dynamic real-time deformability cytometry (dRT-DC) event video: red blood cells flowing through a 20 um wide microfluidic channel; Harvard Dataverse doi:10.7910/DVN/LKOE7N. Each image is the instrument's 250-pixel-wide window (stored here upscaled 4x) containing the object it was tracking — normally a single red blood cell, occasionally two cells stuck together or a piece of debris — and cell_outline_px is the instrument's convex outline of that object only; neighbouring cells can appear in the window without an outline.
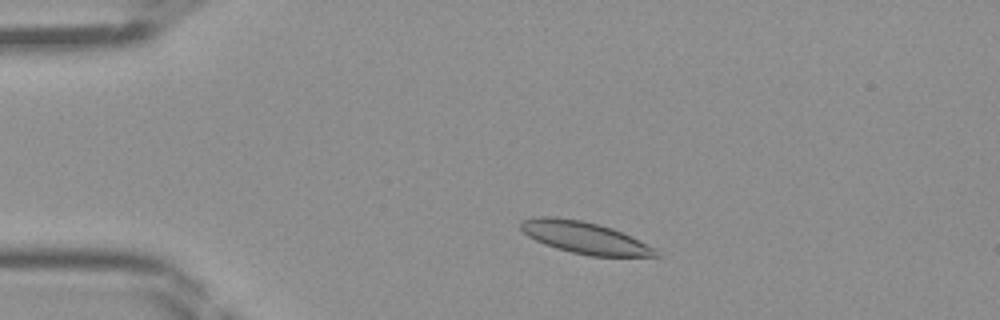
{"species": "Egyptian fruit bat (a non-hibernating species)", "species_latin": "Rousettus aegyptiacus", "temperature_condition": "room temperature", "stored_images_in_passage": 42, "camera_frame_rate_fps": 3000, "um_per_image_px": 0.085, "frame": {"image": 1, "passage_image": 6, "time_ms": 1.667, "image_size_px": [1000, 320], "cell_outline_px": [[660, 256], [588, 256], [556, 248], [544, 244], [528, 236], [520, 228], [520, 220], [536, 216], [556, 216], [580, 220], [612, 228], [656, 248]], "centroid_in_image_um": [49.65, 20.19], "position_along_channel_um": 35.4, "area_um2": 24.97}}
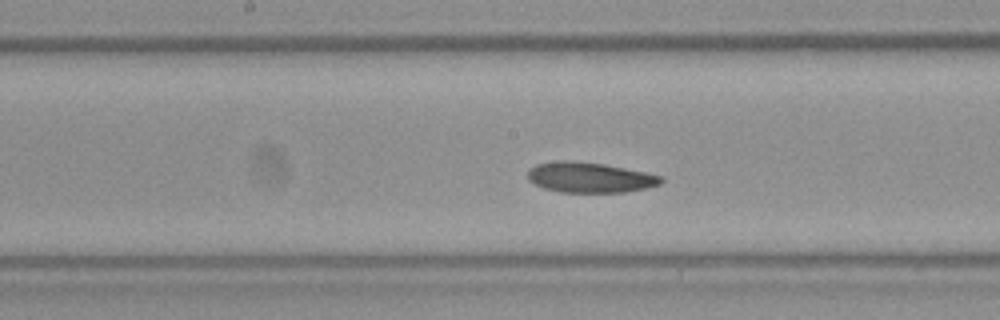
{"frame": {"image": 2, "passage_image": 20, "time_ms": 6.333, "image_size_px": [1000, 320], "cell_outline_px": [[664, 180], [660, 184], [644, 188], [624, 192], [560, 192], [544, 188], [532, 184], [528, 180], [528, 168], [536, 164], [560, 160], [572, 160], [604, 164], [664, 176]], "centroid_in_image_um": [50.09, 15.07], "position_along_channel_um": 198.1, "area_um2": 23.64}}
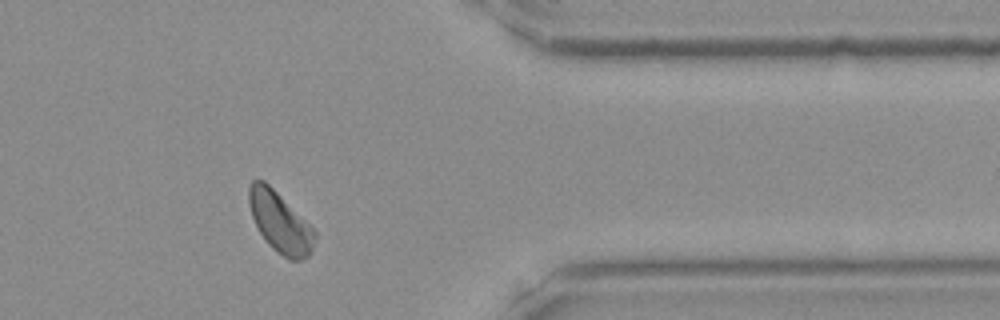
{"frame": {"image": 3, "passage_image": 34, "time_ms": 11.0, "image_size_px": [1000, 320], "cell_outline_px": [[316, 240], [308, 256], [300, 260], [288, 260], [276, 252], [268, 244], [260, 232], [252, 216], [248, 204], [248, 188], [252, 180], [264, 180], [316, 232]], "centroid_in_image_um": [23.78, 18.92], "position_along_channel_um": 387.6, "area_um2": 22.77}}